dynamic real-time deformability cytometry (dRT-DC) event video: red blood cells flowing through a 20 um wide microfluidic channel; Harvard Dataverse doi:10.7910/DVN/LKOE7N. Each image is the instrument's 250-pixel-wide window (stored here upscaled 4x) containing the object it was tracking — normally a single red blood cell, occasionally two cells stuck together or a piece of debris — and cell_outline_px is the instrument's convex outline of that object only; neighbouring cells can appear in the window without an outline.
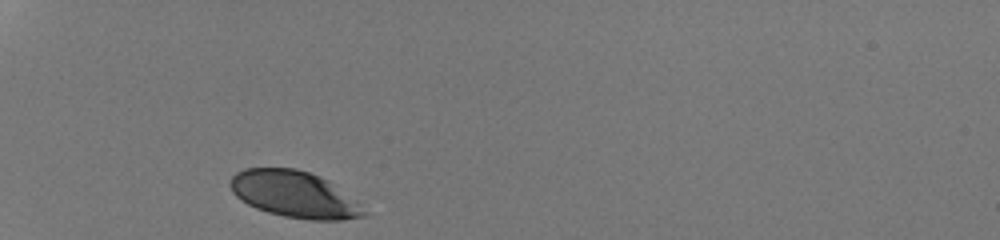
{"species": "human", "species_latin": "Homo sapiens", "temperature_condition": "room temperature", "stored_images_in_passage": 28, "camera_frame_rate_fps": 3000, "um_per_image_px": 0.085, "donor": {"sex": "male"}, "frame": {"image": 1, "passage_image": 1, "time_ms": 0.0, "image_size_px": [1000, 240], "cell_outline_px": [[368, 212], [364, 216], [340, 220], [312, 220], [284, 216], [268, 212], [256, 208], [240, 200], [232, 192], [228, 184], [232, 176], [236, 172], [244, 168], [296, 168], [320, 176], [328, 180], [356, 200]], "centroid_in_image_um": [25.0, 16.51], "position_along_channel_um": 60.0, "area_um2": 36.3}}
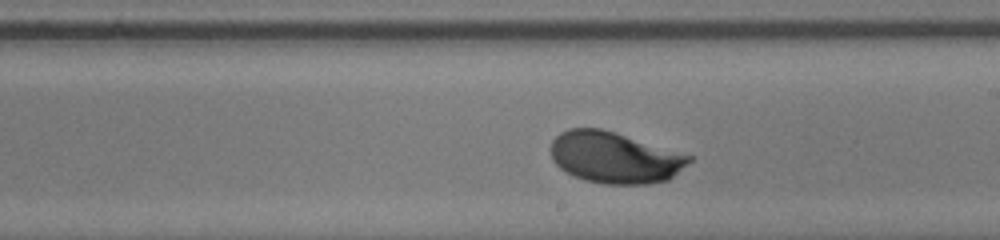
{"frame": {"image": 2, "passage_image": 16, "time_ms": 5.0, "image_size_px": [1000, 240], "cell_outline_px": [[692, 160], [668, 180], [648, 184], [604, 184], [584, 180], [560, 168], [552, 160], [552, 140], [560, 132], [568, 128], [600, 128], [692, 156]], "centroid_in_image_um": [52.22, 13.39], "position_along_channel_um": 236.8, "area_um2": 40.86}}
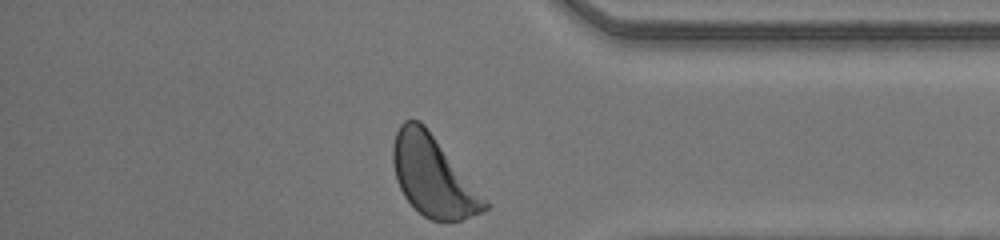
{"frame": {"image": 3, "passage_image": 28, "time_ms": 9.0, "image_size_px": [1000, 240], "cell_outline_px": [[492, 204], [488, 208], [480, 212], [460, 220], [432, 220], [424, 216], [404, 196], [396, 180], [392, 160], [392, 148], [396, 132], [400, 124], [404, 120], [420, 120], [424, 124]], "centroid_in_image_um": [36.82, 14.96], "position_along_channel_um": 398.4, "area_um2": 42.71}, "authors_computed_cell_mechanics": {"area_um2": 40.0843, "velocity_mm_per_s": 4.1914, "shape_relaxation_time_tau1_ms": 3.0745, "shape_relaxation_time_tau2_ms": null, "deformation_change_tau1": 0.1416, "deformation_change_tau2": null}}